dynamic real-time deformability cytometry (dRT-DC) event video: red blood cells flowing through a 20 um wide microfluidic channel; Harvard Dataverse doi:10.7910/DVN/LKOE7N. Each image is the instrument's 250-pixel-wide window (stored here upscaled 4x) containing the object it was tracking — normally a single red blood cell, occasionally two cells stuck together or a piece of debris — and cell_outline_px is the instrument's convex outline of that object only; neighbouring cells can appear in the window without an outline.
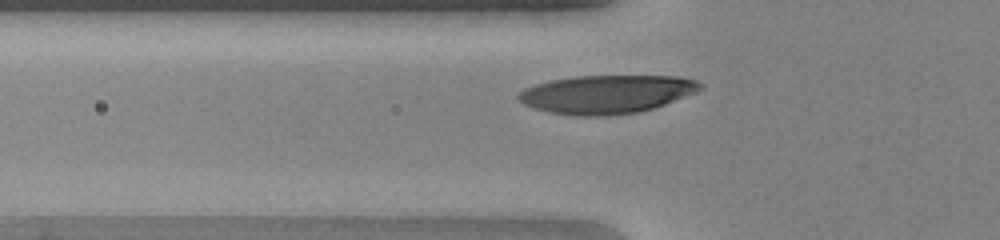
{"species": "human", "species_latin": "Homo sapiens", "temperature_condition": "warm", "stored_images_in_passage": 31, "camera_frame_rate_fps": 3000, "um_per_image_px": 0.085, "donor": {"sex": "female"}, "frame": {"image": 1, "passage_image": 7, "time_ms": 2.0, "image_size_px": [1000, 240], "cell_outline_px": [[704, 88], [696, 92], [664, 104], [640, 112], [608, 116], [576, 116], [548, 112], [532, 108], [524, 104], [516, 96], [524, 88], [548, 80], [576, 76], [676, 76], [696, 80], [704, 84]], "centroid_in_image_um": [51.55, 8.01], "position_along_channel_um": 74.3, "area_um2": 40.86}}
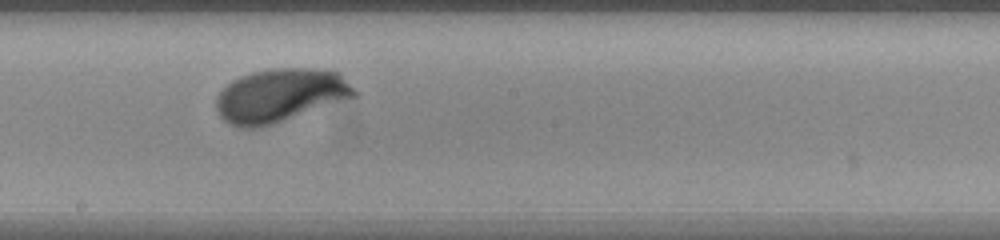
{"frame": {"image": 2, "passage_image": 18, "time_ms": 5.667, "image_size_px": [1000, 240], "cell_outline_px": [[356, 96], [272, 124], [256, 128], [240, 128], [228, 124], [216, 112], [216, 96], [232, 80], [240, 76], [252, 72], [272, 68], [312, 68], [340, 72], [356, 92]], "centroid_in_image_um": [23.77, 8.1], "position_along_channel_um": 224.4, "area_um2": 42.77}}
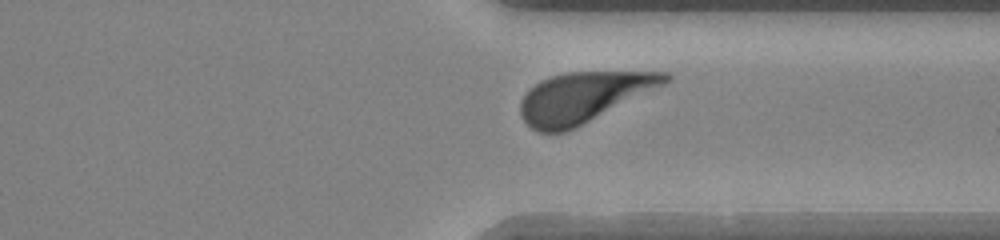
{"frame": {"image": 3, "passage_image": 28, "time_ms": 9.0, "image_size_px": [1000, 240], "cell_outline_px": [[672, 80], [664, 84], [564, 132], [536, 132], [520, 116], [520, 100], [528, 88], [540, 80], [552, 76], [568, 72], [668, 72], [672, 76]], "centroid_in_image_um": [49.52, 8.24], "position_along_channel_um": 361.9, "area_um2": 41.62}, "authors_computed_cell_mechanics": {"area_um2": 41.616, "velocity_mm_per_s": 4.0977, "shape_relaxation_time_tau1_ms": 1.9417, "shape_relaxation_time_tau2_ms": null, "deformation_change_tau1": 0.1622, "deformation_change_tau2": null}}